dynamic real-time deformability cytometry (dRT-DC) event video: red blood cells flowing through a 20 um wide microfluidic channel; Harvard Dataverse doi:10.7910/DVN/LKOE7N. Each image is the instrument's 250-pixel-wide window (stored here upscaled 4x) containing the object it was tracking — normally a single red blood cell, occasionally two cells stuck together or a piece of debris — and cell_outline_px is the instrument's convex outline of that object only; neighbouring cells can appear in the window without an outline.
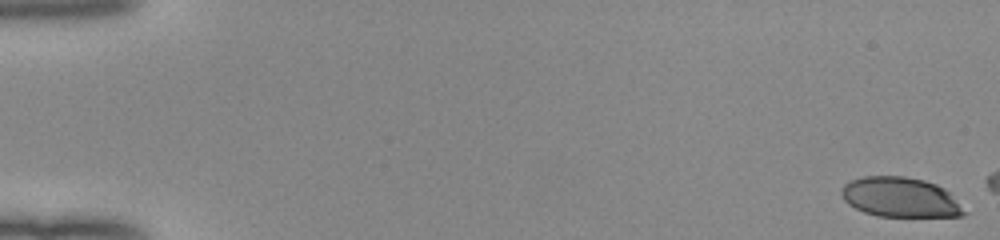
{"species": "human", "species_latin": "Homo sapiens", "temperature_condition": "room temperature", "stored_images_in_passage": 7, "camera_frame_rate_fps": 3000, "um_per_image_px": 0.085, "donor": {"sex": "female"}, "frame": {"image": 1, "passage_image": 1, "time_ms": 0.0, "image_size_px": [1000, 240], "cell_outline_px": [[968, 212], [964, 216], [876, 216], [864, 212], [848, 204], [844, 200], [840, 192], [844, 184], [852, 180], [864, 176], [904, 176], [924, 180], [936, 184], [944, 188]], "centroid_in_image_um": [76.52, 16.77], "position_along_channel_um": 8.5, "area_um2": 28.44}}